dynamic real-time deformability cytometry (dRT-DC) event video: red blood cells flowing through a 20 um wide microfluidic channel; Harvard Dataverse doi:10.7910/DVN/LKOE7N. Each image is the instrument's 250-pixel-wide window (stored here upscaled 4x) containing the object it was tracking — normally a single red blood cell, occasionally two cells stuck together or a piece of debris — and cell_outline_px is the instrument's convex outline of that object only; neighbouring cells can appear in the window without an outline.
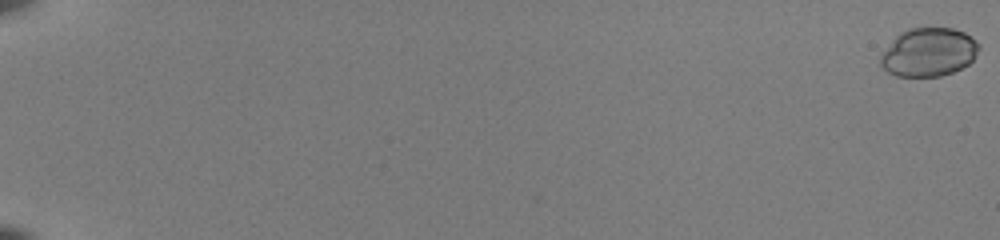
{"species": "common noctule bat (a hibernating species)", "species_latin": "Nyctalus noctula", "temperature_condition": "room temperature", "stored_images_in_passage": 55, "camera_frame_rate_fps": 3000, "um_per_image_px": 0.085, "animal": {"sex": "female", "body_mass_g": 22.0, "forearm_length_mm": 56.7}, "frame": {"image": 1, "passage_image": 1, "time_ms": 0.0, "image_size_px": [1000, 240], "cell_outline_px": [[980, 48], [972, 60], [968, 64], [952, 72], [940, 76], [896, 76], [888, 72], [880, 64], [880, 56], [892, 40], [900, 32], [908, 28], [952, 28], [964, 32], [980, 44]], "centroid_in_image_um": [78.93, 4.43], "position_along_channel_um": 6.1, "area_um2": 27.69}}
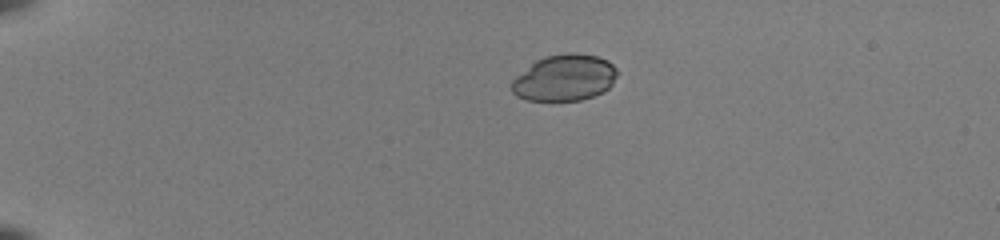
{"frame": {"image": 2, "passage_image": 15, "time_ms": 4.667, "image_size_px": [1000, 240], "cell_outline_px": [[616, 76], [612, 84], [604, 92], [580, 100], [528, 100], [516, 96], [512, 92], [512, 80], [516, 76], [536, 60], [544, 56], [568, 52], [576, 52], [596, 56], [608, 60], [616, 68]], "centroid_in_image_um": [47.99, 6.6], "position_along_channel_um": 37.0, "area_um2": 28.5}}